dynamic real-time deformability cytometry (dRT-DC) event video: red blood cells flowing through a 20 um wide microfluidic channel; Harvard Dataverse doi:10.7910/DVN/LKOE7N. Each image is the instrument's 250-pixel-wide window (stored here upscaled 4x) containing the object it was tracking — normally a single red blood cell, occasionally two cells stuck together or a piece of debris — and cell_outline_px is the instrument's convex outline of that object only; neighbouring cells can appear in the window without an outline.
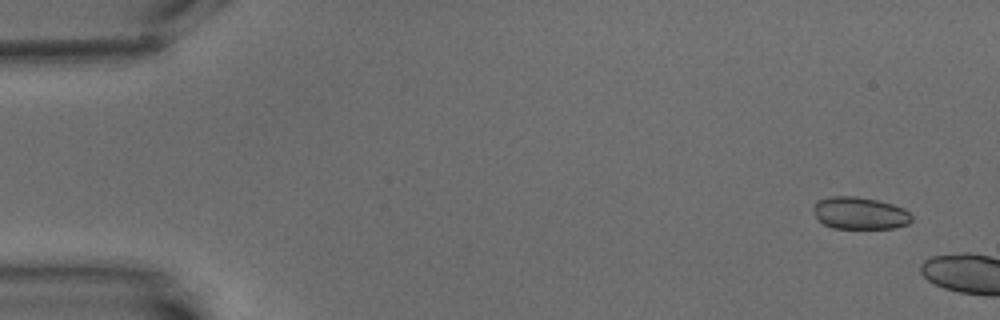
{"species": "common noctule bat (a hibernating species)", "species_latin": "Nyctalus noctula", "temperature_condition": "warm", "stored_images_in_passage": 3, "camera_frame_rate_fps": 3000, "um_per_image_px": 0.085, "animal": {"sex": "male", "body_mass_g": 15.6}, "frame": {"image": 1, "passage_image": 1, "time_ms": 0.0, "image_size_px": [1000, 320], "cell_outline_px": [[912, 220], [908, 224], [892, 228], [832, 228], [824, 224], [816, 216], [812, 208], [816, 200], [832, 196], [856, 196], [876, 200], [892, 204], [904, 208], [912, 216]], "centroid_in_image_um": [73.07, 18.11], "position_along_channel_um": 11.9, "area_um2": 18.44}}